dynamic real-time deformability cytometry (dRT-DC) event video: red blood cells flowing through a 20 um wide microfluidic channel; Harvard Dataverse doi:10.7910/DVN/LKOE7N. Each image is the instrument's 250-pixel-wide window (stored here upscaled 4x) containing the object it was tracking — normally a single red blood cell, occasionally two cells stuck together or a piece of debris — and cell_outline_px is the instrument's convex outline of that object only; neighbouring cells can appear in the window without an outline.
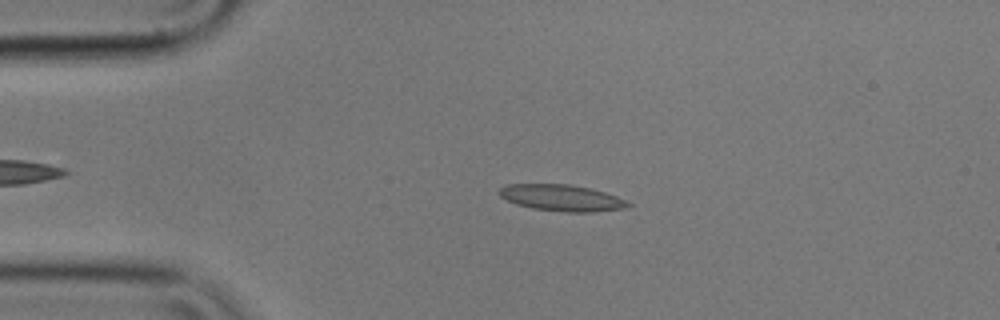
{"species": "common noctule bat (a hibernating species)", "species_latin": "Nyctalus noctula", "temperature_condition": "cold", "stored_images_in_passage": 27, "camera_frame_rate_fps": 3000, "um_per_image_px": 0.085, "animal": {"sex": "male", "body_mass_g": 17.9}, "frame": {"image": 1, "passage_image": 11, "time_ms": 3.333, "image_size_px": [1000, 320], "cell_outline_px": [[632, 204], [624, 208], [592, 212], [564, 212], [532, 208], [516, 204], [500, 196], [496, 192], [500, 188], [508, 184], [568, 184], [588, 188], [604, 192], [616, 196]], "centroid_in_image_um": [47.7, 16.82], "position_along_channel_um": 37.3, "area_um2": 19.65}}
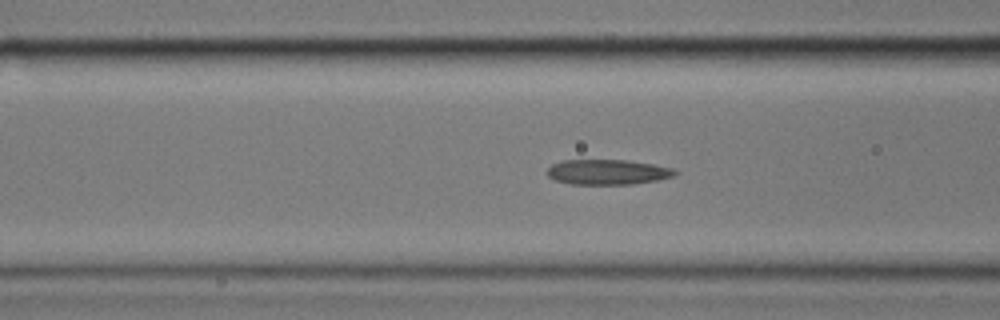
{"frame": {"image": 2, "passage_image": 20, "time_ms": 6.333, "image_size_px": [1000, 320], "cell_outline_px": [[680, 172], [672, 176], [656, 180], [632, 184], [572, 184], [556, 180], [548, 176], [548, 168], [552, 164], [560, 160], [628, 160], [676, 168]], "centroid_in_image_um": [51.67, 14.61], "position_along_channel_um": 114.9, "area_um2": 18.73}}
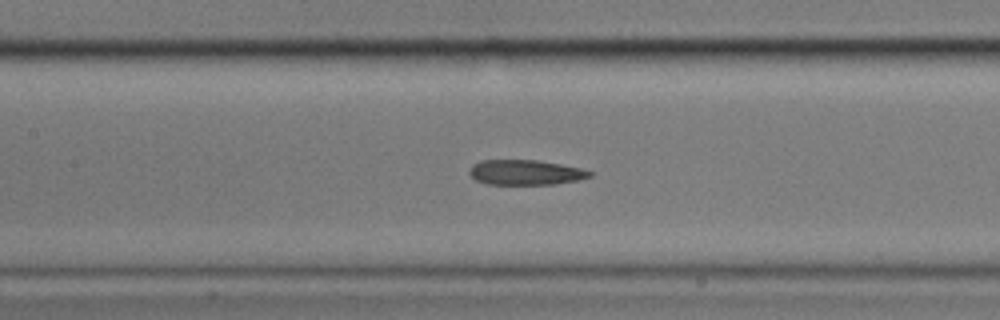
{"frame": {"image": 3, "passage_image": 24, "time_ms": 7.667, "image_size_px": [1000, 320], "cell_outline_px": [[592, 176], [576, 180], [556, 184], [488, 184], [476, 180], [468, 172], [472, 164], [480, 160], [536, 160], [584, 168], [592, 172]], "centroid_in_image_um": [44.66, 14.65], "position_along_channel_um": 162.7, "area_um2": 17.57}}